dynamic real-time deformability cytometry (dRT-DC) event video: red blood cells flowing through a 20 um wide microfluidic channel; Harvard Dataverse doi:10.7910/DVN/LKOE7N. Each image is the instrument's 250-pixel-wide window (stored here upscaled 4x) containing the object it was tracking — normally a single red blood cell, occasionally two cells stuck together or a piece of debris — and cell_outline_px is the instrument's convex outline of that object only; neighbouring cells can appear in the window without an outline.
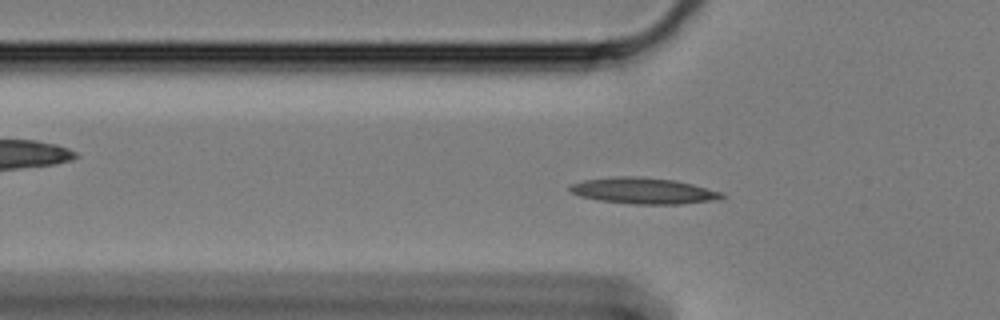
{"species": "Egyptian fruit bat (a non-hibernating species)", "species_latin": "Rousettus aegyptiacus", "temperature_condition": "cold", "stored_images_in_passage": 61, "camera_frame_rate_fps": 3000, "um_per_image_px": 0.085, "animal": {"sex": "female"}, "frame": {"image": 1, "passage_image": 19, "time_ms": 6.0, "image_size_px": [1000, 320], "cell_outline_px": [[728, 196], [724, 200], [680, 204], [628, 204], [600, 200], [580, 196], [568, 192], [568, 188], [572, 184], [584, 180], [616, 176], [640, 176], [676, 180], [724, 192]], "centroid_in_image_um": [54.78, 16.22], "position_along_channel_um": 71.0, "area_um2": 23.64}}
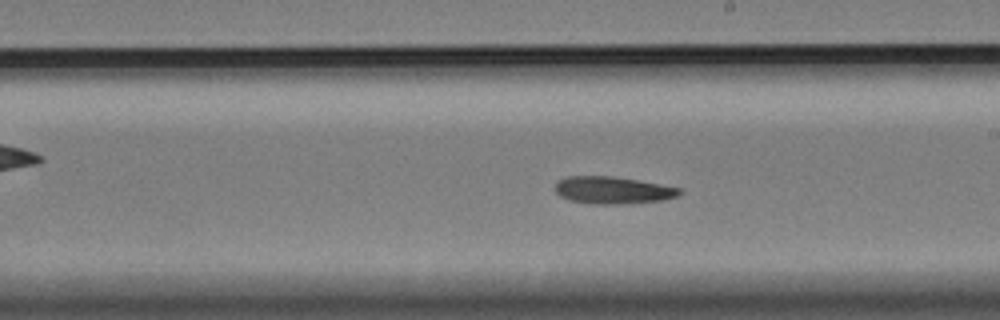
{"frame": {"image": 2, "passage_image": 34, "time_ms": 11.0, "image_size_px": [1000, 320], "cell_outline_px": [[684, 192], [680, 196], [664, 200], [620, 204], [592, 204], [568, 200], [560, 196], [556, 192], [556, 184], [564, 176], [612, 176], [660, 184], [680, 188]], "centroid_in_image_um": [52.11, 16.17], "position_along_channel_um": 236.9, "area_um2": 19.83}}
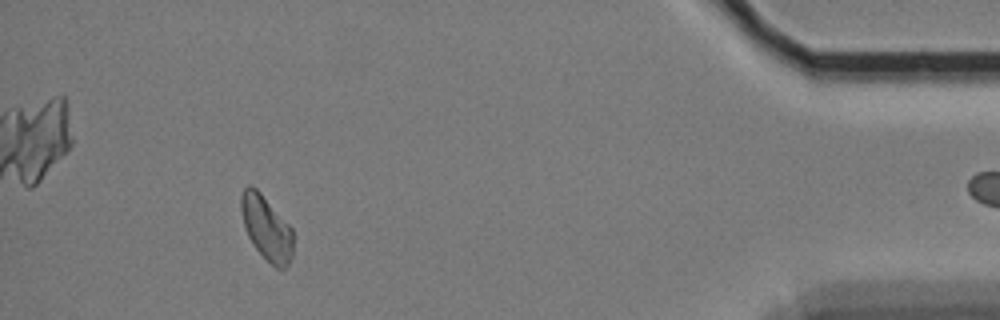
{"frame": {"image": 3, "passage_image": 55, "time_ms": 18.0, "image_size_px": [1000, 320], "cell_outline_px": [[292, 256], [288, 264], [284, 268], [276, 268], [256, 248], [248, 236], [244, 224], [240, 208], [240, 196], [244, 188], [248, 184], [252, 184], [260, 192], [292, 228]], "centroid_in_image_um": [22.63, 19.33], "position_along_channel_um": 412.6, "area_um2": 19.19}}